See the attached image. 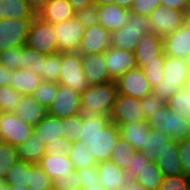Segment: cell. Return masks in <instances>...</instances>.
<instances>
[{"instance_id": "obj_46", "label": "cell", "mask_w": 190, "mask_h": 190, "mask_svg": "<svg viewBox=\"0 0 190 190\" xmlns=\"http://www.w3.org/2000/svg\"><path fill=\"white\" fill-rule=\"evenodd\" d=\"M0 64L15 71L22 64V46L0 53Z\"/></svg>"}, {"instance_id": "obj_30", "label": "cell", "mask_w": 190, "mask_h": 190, "mask_svg": "<svg viewBox=\"0 0 190 190\" xmlns=\"http://www.w3.org/2000/svg\"><path fill=\"white\" fill-rule=\"evenodd\" d=\"M25 0H0V19H34Z\"/></svg>"}, {"instance_id": "obj_55", "label": "cell", "mask_w": 190, "mask_h": 190, "mask_svg": "<svg viewBox=\"0 0 190 190\" xmlns=\"http://www.w3.org/2000/svg\"><path fill=\"white\" fill-rule=\"evenodd\" d=\"M73 149V142L68 143H53L45 146V154L50 156L69 155Z\"/></svg>"}, {"instance_id": "obj_66", "label": "cell", "mask_w": 190, "mask_h": 190, "mask_svg": "<svg viewBox=\"0 0 190 190\" xmlns=\"http://www.w3.org/2000/svg\"><path fill=\"white\" fill-rule=\"evenodd\" d=\"M185 62L189 68V71H190V55H188L186 58H185Z\"/></svg>"}, {"instance_id": "obj_65", "label": "cell", "mask_w": 190, "mask_h": 190, "mask_svg": "<svg viewBox=\"0 0 190 190\" xmlns=\"http://www.w3.org/2000/svg\"><path fill=\"white\" fill-rule=\"evenodd\" d=\"M10 190H32L30 187H22V186H10Z\"/></svg>"}, {"instance_id": "obj_13", "label": "cell", "mask_w": 190, "mask_h": 190, "mask_svg": "<svg viewBox=\"0 0 190 190\" xmlns=\"http://www.w3.org/2000/svg\"><path fill=\"white\" fill-rule=\"evenodd\" d=\"M110 119L117 126L146 121L141 100L118 94Z\"/></svg>"}, {"instance_id": "obj_6", "label": "cell", "mask_w": 190, "mask_h": 190, "mask_svg": "<svg viewBox=\"0 0 190 190\" xmlns=\"http://www.w3.org/2000/svg\"><path fill=\"white\" fill-rule=\"evenodd\" d=\"M26 46L46 55L59 53L55 26L35 16L30 26Z\"/></svg>"}, {"instance_id": "obj_63", "label": "cell", "mask_w": 190, "mask_h": 190, "mask_svg": "<svg viewBox=\"0 0 190 190\" xmlns=\"http://www.w3.org/2000/svg\"><path fill=\"white\" fill-rule=\"evenodd\" d=\"M82 190H106L100 183L97 185L87 186L85 189Z\"/></svg>"}, {"instance_id": "obj_54", "label": "cell", "mask_w": 190, "mask_h": 190, "mask_svg": "<svg viewBox=\"0 0 190 190\" xmlns=\"http://www.w3.org/2000/svg\"><path fill=\"white\" fill-rule=\"evenodd\" d=\"M82 189L87 186L97 185L100 183L97 166H91L78 170Z\"/></svg>"}, {"instance_id": "obj_23", "label": "cell", "mask_w": 190, "mask_h": 190, "mask_svg": "<svg viewBox=\"0 0 190 190\" xmlns=\"http://www.w3.org/2000/svg\"><path fill=\"white\" fill-rule=\"evenodd\" d=\"M34 131L41 137L45 145L53 143H68L63 137L62 119L47 114L35 127Z\"/></svg>"}, {"instance_id": "obj_25", "label": "cell", "mask_w": 190, "mask_h": 190, "mask_svg": "<svg viewBox=\"0 0 190 190\" xmlns=\"http://www.w3.org/2000/svg\"><path fill=\"white\" fill-rule=\"evenodd\" d=\"M38 165L52 180L66 177L75 171L69 156L64 154L59 157L45 154Z\"/></svg>"}, {"instance_id": "obj_4", "label": "cell", "mask_w": 190, "mask_h": 190, "mask_svg": "<svg viewBox=\"0 0 190 190\" xmlns=\"http://www.w3.org/2000/svg\"><path fill=\"white\" fill-rule=\"evenodd\" d=\"M151 32L153 29L149 17L131 13L122 28L111 32V47L134 51L140 38Z\"/></svg>"}, {"instance_id": "obj_38", "label": "cell", "mask_w": 190, "mask_h": 190, "mask_svg": "<svg viewBox=\"0 0 190 190\" xmlns=\"http://www.w3.org/2000/svg\"><path fill=\"white\" fill-rule=\"evenodd\" d=\"M111 122L110 117L98 115L94 117H83L81 124L80 140H84V136H94L102 131Z\"/></svg>"}, {"instance_id": "obj_48", "label": "cell", "mask_w": 190, "mask_h": 190, "mask_svg": "<svg viewBox=\"0 0 190 190\" xmlns=\"http://www.w3.org/2000/svg\"><path fill=\"white\" fill-rule=\"evenodd\" d=\"M159 190H190V176L183 174L165 177Z\"/></svg>"}, {"instance_id": "obj_39", "label": "cell", "mask_w": 190, "mask_h": 190, "mask_svg": "<svg viewBox=\"0 0 190 190\" xmlns=\"http://www.w3.org/2000/svg\"><path fill=\"white\" fill-rule=\"evenodd\" d=\"M57 89L58 83L43 81L32 95L42 106L49 109L55 100Z\"/></svg>"}, {"instance_id": "obj_7", "label": "cell", "mask_w": 190, "mask_h": 190, "mask_svg": "<svg viewBox=\"0 0 190 190\" xmlns=\"http://www.w3.org/2000/svg\"><path fill=\"white\" fill-rule=\"evenodd\" d=\"M120 138L117 125L110 122L102 131L94 136H84L83 143L87 144L88 150L97 163L111 160L114 146Z\"/></svg>"}, {"instance_id": "obj_44", "label": "cell", "mask_w": 190, "mask_h": 190, "mask_svg": "<svg viewBox=\"0 0 190 190\" xmlns=\"http://www.w3.org/2000/svg\"><path fill=\"white\" fill-rule=\"evenodd\" d=\"M81 124H83L81 114L62 118L63 137H66L70 142L79 141Z\"/></svg>"}, {"instance_id": "obj_67", "label": "cell", "mask_w": 190, "mask_h": 190, "mask_svg": "<svg viewBox=\"0 0 190 190\" xmlns=\"http://www.w3.org/2000/svg\"><path fill=\"white\" fill-rule=\"evenodd\" d=\"M185 88L190 91V75H189V78H188V80L186 82Z\"/></svg>"}, {"instance_id": "obj_56", "label": "cell", "mask_w": 190, "mask_h": 190, "mask_svg": "<svg viewBox=\"0 0 190 190\" xmlns=\"http://www.w3.org/2000/svg\"><path fill=\"white\" fill-rule=\"evenodd\" d=\"M161 5L178 11H184L187 14L190 11V0H161Z\"/></svg>"}, {"instance_id": "obj_64", "label": "cell", "mask_w": 190, "mask_h": 190, "mask_svg": "<svg viewBox=\"0 0 190 190\" xmlns=\"http://www.w3.org/2000/svg\"><path fill=\"white\" fill-rule=\"evenodd\" d=\"M0 190H10V185L5 180H0Z\"/></svg>"}, {"instance_id": "obj_50", "label": "cell", "mask_w": 190, "mask_h": 190, "mask_svg": "<svg viewBox=\"0 0 190 190\" xmlns=\"http://www.w3.org/2000/svg\"><path fill=\"white\" fill-rule=\"evenodd\" d=\"M150 163L151 162L141 152L137 151L133 160L130 162V165L127 166V169L125 170L127 178L136 180L139 172Z\"/></svg>"}, {"instance_id": "obj_62", "label": "cell", "mask_w": 190, "mask_h": 190, "mask_svg": "<svg viewBox=\"0 0 190 190\" xmlns=\"http://www.w3.org/2000/svg\"><path fill=\"white\" fill-rule=\"evenodd\" d=\"M116 0H94V4L98 6L108 5V4H115Z\"/></svg>"}, {"instance_id": "obj_8", "label": "cell", "mask_w": 190, "mask_h": 190, "mask_svg": "<svg viewBox=\"0 0 190 190\" xmlns=\"http://www.w3.org/2000/svg\"><path fill=\"white\" fill-rule=\"evenodd\" d=\"M151 163H156L165 177L183 175L178 155V141L171 140L156 150L141 152Z\"/></svg>"}, {"instance_id": "obj_59", "label": "cell", "mask_w": 190, "mask_h": 190, "mask_svg": "<svg viewBox=\"0 0 190 190\" xmlns=\"http://www.w3.org/2000/svg\"><path fill=\"white\" fill-rule=\"evenodd\" d=\"M116 190H147L141 186L136 180L127 178L126 181L117 187Z\"/></svg>"}, {"instance_id": "obj_58", "label": "cell", "mask_w": 190, "mask_h": 190, "mask_svg": "<svg viewBox=\"0 0 190 190\" xmlns=\"http://www.w3.org/2000/svg\"><path fill=\"white\" fill-rule=\"evenodd\" d=\"M12 70L0 64V87L11 86Z\"/></svg>"}, {"instance_id": "obj_16", "label": "cell", "mask_w": 190, "mask_h": 190, "mask_svg": "<svg viewBox=\"0 0 190 190\" xmlns=\"http://www.w3.org/2000/svg\"><path fill=\"white\" fill-rule=\"evenodd\" d=\"M104 55L110 78L113 81H117L127 72L138 67L134 51L110 47Z\"/></svg>"}, {"instance_id": "obj_32", "label": "cell", "mask_w": 190, "mask_h": 190, "mask_svg": "<svg viewBox=\"0 0 190 190\" xmlns=\"http://www.w3.org/2000/svg\"><path fill=\"white\" fill-rule=\"evenodd\" d=\"M68 156L75 170L97 166L98 164L88 150L87 144L82 141L73 142V149Z\"/></svg>"}, {"instance_id": "obj_52", "label": "cell", "mask_w": 190, "mask_h": 190, "mask_svg": "<svg viewBox=\"0 0 190 190\" xmlns=\"http://www.w3.org/2000/svg\"><path fill=\"white\" fill-rule=\"evenodd\" d=\"M171 140V137L166 133L150 128L149 134L147 135L145 150H156L158 148H161L162 146H166V144Z\"/></svg>"}, {"instance_id": "obj_57", "label": "cell", "mask_w": 190, "mask_h": 190, "mask_svg": "<svg viewBox=\"0 0 190 190\" xmlns=\"http://www.w3.org/2000/svg\"><path fill=\"white\" fill-rule=\"evenodd\" d=\"M29 9L38 16V14L45 8L49 0H25Z\"/></svg>"}, {"instance_id": "obj_9", "label": "cell", "mask_w": 190, "mask_h": 190, "mask_svg": "<svg viewBox=\"0 0 190 190\" xmlns=\"http://www.w3.org/2000/svg\"><path fill=\"white\" fill-rule=\"evenodd\" d=\"M33 19H0V53L25 46Z\"/></svg>"}, {"instance_id": "obj_18", "label": "cell", "mask_w": 190, "mask_h": 190, "mask_svg": "<svg viewBox=\"0 0 190 190\" xmlns=\"http://www.w3.org/2000/svg\"><path fill=\"white\" fill-rule=\"evenodd\" d=\"M166 56L185 59L190 55V21L163 37Z\"/></svg>"}, {"instance_id": "obj_27", "label": "cell", "mask_w": 190, "mask_h": 190, "mask_svg": "<svg viewBox=\"0 0 190 190\" xmlns=\"http://www.w3.org/2000/svg\"><path fill=\"white\" fill-rule=\"evenodd\" d=\"M100 184L106 190H116L126 179V172L111 160L97 164Z\"/></svg>"}, {"instance_id": "obj_29", "label": "cell", "mask_w": 190, "mask_h": 190, "mask_svg": "<svg viewBox=\"0 0 190 190\" xmlns=\"http://www.w3.org/2000/svg\"><path fill=\"white\" fill-rule=\"evenodd\" d=\"M45 146L41 137L34 131L27 141L17 147L19 160L39 164L45 155Z\"/></svg>"}, {"instance_id": "obj_45", "label": "cell", "mask_w": 190, "mask_h": 190, "mask_svg": "<svg viewBox=\"0 0 190 190\" xmlns=\"http://www.w3.org/2000/svg\"><path fill=\"white\" fill-rule=\"evenodd\" d=\"M53 190H82L78 170L60 179H53Z\"/></svg>"}, {"instance_id": "obj_3", "label": "cell", "mask_w": 190, "mask_h": 190, "mask_svg": "<svg viewBox=\"0 0 190 190\" xmlns=\"http://www.w3.org/2000/svg\"><path fill=\"white\" fill-rule=\"evenodd\" d=\"M146 122L151 129L166 133L174 141L180 142L190 138V120L171 110L167 104L151 115Z\"/></svg>"}, {"instance_id": "obj_2", "label": "cell", "mask_w": 190, "mask_h": 190, "mask_svg": "<svg viewBox=\"0 0 190 190\" xmlns=\"http://www.w3.org/2000/svg\"><path fill=\"white\" fill-rule=\"evenodd\" d=\"M164 79L153 88V93L167 102L180 88H185L190 71L185 59L165 55Z\"/></svg>"}, {"instance_id": "obj_35", "label": "cell", "mask_w": 190, "mask_h": 190, "mask_svg": "<svg viewBox=\"0 0 190 190\" xmlns=\"http://www.w3.org/2000/svg\"><path fill=\"white\" fill-rule=\"evenodd\" d=\"M136 152L137 150H134L133 146L128 141L120 137L114 146L111 161L125 171L133 160Z\"/></svg>"}, {"instance_id": "obj_20", "label": "cell", "mask_w": 190, "mask_h": 190, "mask_svg": "<svg viewBox=\"0 0 190 190\" xmlns=\"http://www.w3.org/2000/svg\"><path fill=\"white\" fill-rule=\"evenodd\" d=\"M83 72L89 85L105 84L113 81L110 78L104 53L82 55Z\"/></svg>"}, {"instance_id": "obj_10", "label": "cell", "mask_w": 190, "mask_h": 190, "mask_svg": "<svg viewBox=\"0 0 190 190\" xmlns=\"http://www.w3.org/2000/svg\"><path fill=\"white\" fill-rule=\"evenodd\" d=\"M34 127L23 122L15 113L0 114V141L18 147L27 141Z\"/></svg>"}, {"instance_id": "obj_12", "label": "cell", "mask_w": 190, "mask_h": 190, "mask_svg": "<svg viewBox=\"0 0 190 190\" xmlns=\"http://www.w3.org/2000/svg\"><path fill=\"white\" fill-rule=\"evenodd\" d=\"M54 26L59 52H78L86 28L77 17Z\"/></svg>"}, {"instance_id": "obj_47", "label": "cell", "mask_w": 190, "mask_h": 190, "mask_svg": "<svg viewBox=\"0 0 190 190\" xmlns=\"http://www.w3.org/2000/svg\"><path fill=\"white\" fill-rule=\"evenodd\" d=\"M77 19L85 28L99 25L98 5L92 4L76 12Z\"/></svg>"}, {"instance_id": "obj_17", "label": "cell", "mask_w": 190, "mask_h": 190, "mask_svg": "<svg viewBox=\"0 0 190 190\" xmlns=\"http://www.w3.org/2000/svg\"><path fill=\"white\" fill-rule=\"evenodd\" d=\"M138 68L158 61V57L164 53V40L162 36L154 32L145 34L137 42L134 50Z\"/></svg>"}, {"instance_id": "obj_24", "label": "cell", "mask_w": 190, "mask_h": 190, "mask_svg": "<svg viewBox=\"0 0 190 190\" xmlns=\"http://www.w3.org/2000/svg\"><path fill=\"white\" fill-rule=\"evenodd\" d=\"M15 114L25 123L35 127L47 114L48 109L42 106L33 95L23 96L15 105Z\"/></svg>"}, {"instance_id": "obj_53", "label": "cell", "mask_w": 190, "mask_h": 190, "mask_svg": "<svg viewBox=\"0 0 190 190\" xmlns=\"http://www.w3.org/2000/svg\"><path fill=\"white\" fill-rule=\"evenodd\" d=\"M178 155L183 173L190 176V138L178 142Z\"/></svg>"}, {"instance_id": "obj_15", "label": "cell", "mask_w": 190, "mask_h": 190, "mask_svg": "<svg viewBox=\"0 0 190 190\" xmlns=\"http://www.w3.org/2000/svg\"><path fill=\"white\" fill-rule=\"evenodd\" d=\"M116 84L119 94L140 100L153 93L143 70L138 67L120 77Z\"/></svg>"}, {"instance_id": "obj_49", "label": "cell", "mask_w": 190, "mask_h": 190, "mask_svg": "<svg viewBox=\"0 0 190 190\" xmlns=\"http://www.w3.org/2000/svg\"><path fill=\"white\" fill-rule=\"evenodd\" d=\"M158 6H161V0H135L130 11L135 15L149 17Z\"/></svg>"}, {"instance_id": "obj_19", "label": "cell", "mask_w": 190, "mask_h": 190, "mask_svg": "<svg viewBox=\"0 0 190 190\" xmlns=\"http://www.w3.org/2000/svg\"><path fill=\"white\" fill-rule=\"evenodd\" d=\"M110 34L100 25L86 28L78 52L81 55L104 53L111 47Z\"/></svg>"}, {"instance_id": "obj_22", "label": "cell", "mask_w": 190, "mask_h": 190, "mask_svg": "<svg viewBox=\"0 0 190 190\" xmlns=\"http://www.w3.org/2000/svg\"><path fill=\"white\" fill-rule=\"evenodd\" d=\"M76 12L68 0H49L45 8L38 14L43 21L53 25L74 18Z\"/></svg>"}, {"instance_id": "obj_26", "label": "cell", "mask_w": 190, "mask_h": 190, "mask_svg": "<svg viewBox=\"0 0 190 190\" xmlns=\"http://www.w3.org/2000/svg\"><path fill=\"white\" fill-rule=\"evenodd\" d=\"M117 127L119 128L120 137L128 141L134 150L139 152L145 151L147 135L150 131V127L146 121L124 124Z\"/></svg>"}, {"instance_id": "obj_1", "label": "cell", "mask_w": 190, "mask_h": 190, "mask_svg": "<svg viewBox=\"0 0 190 190\" xmlns=\"http://www.w3.org/2000/svg\"><path fill=\"white\" fill-rule=\"evenodd\" d=\"M118 94L116 81L89 85L81 93L82 117L98 115L110 117Z\"/></svg>"}, {"instance_id": "obj_5", "label": "cell", "mask_w": 190, "mask_h": 190, "mask_svg": "<svg viewBox=\"0 0 190 190\" xmlns=\"http://www.w3.org/2000/svg\"><path fill=\"white\" fill-rule=\"evenodd\" d=\"M58 84L80 94L89 86L83 72L82 55L79 52L61 53V72Z\"/></svg>"}, {"instance_id": "obj_14", "label": "cell", "mask_w": 190, "mask_h": 190, "mask_svg": "<svg viewBox=\"0 0 190 190\" xmlns=\"http://www.w3.org/2000/svg\"><path fill=\"white\" fill-rule=\"evenodd\" d=\"M48 114L59 119L81 114V94L58 84L55 100L48 109Z\"/></svg>"}, {"instance_id": "obj_43", "label": "cell", "mask_w": 190, "mask_h": 190, "mask_svg": "<svg viewBox=\"0 0 190 190\" xmlns=\"http://www.w3.org/2000/svg\"><path fill=\"white\" fill-rule=\"evenodd\" d=\"M29 183L32 190H53L52 179L38 164L30 169Z\"/></svg>"}, {"instance_id": "obj_31", "label": "cell", "mask_w": 190, "mask_h": 190, "mask_svg": "<svg viewBox=\"0 0 190 190\" xmlns=\"http://www.w3.org/2000/svg\"><path fill=\"white\" fill-rule=\"evenodd\" d=\"M47 57L48 55L33 50L26 45L22 46V64H19L18 69L30 70L41 77L44 73V61Z\"/></svg>"}, {"instance_id": "obj_61", "label": "cell", "mask_w": 190, "mask_h": 190, "mask_svg": "<svg viewBox=\"0 0 190 190\" xmlns=\"http://www.w3.org/2000/svg\"><path fill=\"white\" fill-rule=\"evenodd\" d=\"M134 1L135 0H116L115 4L130 10Z\"/></svg>"}, {"instance_id": "obj_40", "label": "cell", "mask_w": 190, "mask_h": 190, "mask_svg": "<svg viewBox=\"0 0 190 190\" xmlns=\"http://www.w3.org/2000/svg\"><path fill=\"white\" fill-rule=\"evenodd\" d=\"M164 64L165 53L158 57V61H154L142 68L152 89L156 87L158 83H162L164 79Z\"/></svg>"}, {"instance_id": "obj_37", "label": "cell", "mask_w": 190, "mask_h": 190, "mask_svg": "<svg viewBox=\"0 0 190 190\" xmlns=\"http://www.w3.org/2000/svg\"><path fill=\"white\" fill-rule=\"evenodd\" d=\"M166 104L171 110L190 120V91L188 89L180 88Z\"/></svg>"}, {"instance_id": "obj_28", "label": "cell", "mask_w": 190, "mask_h": 190, "mask_svg": "<svg viewBox=\"0 0 190 190\" xmlns=\"http://www.w3.org/2000/svg\"><path fill=\"white\" fill-rule=\"evenodd\" d=\"M10 81L11 87L23 96L32 95L35 89L43 82L42 77L27 69L12 71Z\"/></svg>"}, {"instance_id": "obj_36", "label": "cell", "mask_w": 190, "mask_h": 190, "mask_svg": "<svg viewBox=\"0 0 190 190\" xmlns=\"http://www.w3.org/2000/svg\"><path fill=\"white\" fill-rule=\"evenodd\" d=\"M19 155L17 147L0 141V180H4L8 171L17 163Z\"/></svg>"}, {"instance_id": "obj_60", "label": "cell", "mask_w": 190, "mask_h": 190, "mask_svg": "<svg viewBox=\"0 0 190 190\" xmlns=\"http://www.w3.org/2000/svg\"><path fill=\"white\" fill-rule=\"evenodd\" d=\"M73 6L75 12L82 10L85 7H88L94 4V0H68Z\"/></svg>"}, {"instance_id": "obj_21", "label": "cell", "mask_w": 190, "mask_h": 190, "mask_svg": "<svg viewBox=\"0 0 190 190\" xmlns=\"http://www.w3.org/2000/svg\"><path fill=\"white\" fill-rule=\"evenodd\" d=\"M131 11L117 4L98 6L99 25L109 31L119 30L129 20Z\"/></svg>"}, {"instance_id": "obj_51", "label": "cell", "mask_w": 190, "mask_h": 190, "mask_svg": "<svg viewBox=\"0 0 190 190\" xmlns=\"http://www.w3.org/2000/svg\"><path fill=\"white\" fill-rule=\"evenodd\" d=\"M166 104L161 98H159L154 93L148 95L141 100V108L143 110V115L147 120L151 115L155 114L157 110Z\"/></svg>"}, {"instance_id": "obj_11", "label": "cell", "mask_w": 190, "mask_h": 190, "mask_svg": "<svg viewBox=\"0 0 190 190\" xmlns=\"http://www.w3.org/2000/svg\"><path fill=\"white\" fill-rule=\"evenodd\" d=\"M149 19L153 32L162 37L180 29L189 20L186 12L162 5L150 14Z\"/></svg>"}, {"instance_id": "obj_33", "label": "cell", "mask_w": 190, "mask_h": 190, "mask_svg": "<svg viewBox=\"0 0 190 190\" xmlns=\"http://www.w3.org/2000/svg\"><path fill=\"white\" fill-rule=\"evenodd\" d=\"M35 164L23 160H18L17 163L8 171L4 179L10 186L29 187L30 169Z\"/></svg>"}, {"instance_id": "obj_42", "label": "cell", "mask_w": 190, "mask_h": 190, "mask_svg": "<svg viewBox=\"0 0 190 190\" xmlns=\"http://www.w3.org/2000/svg\"><path fill=\"white\" fill-rule=\"evenodd\" d=\"M23 95L14 90L11 86L0 87V106L5 113H14L16 104L20 102Z\"/></svg>"}, {"instance_id": "obj_41", "label": "cell", "mask_w": 190, "mask_h": 190, "mask_svg": "<svg viewBox=\"0 0 190 190\" xmlns=\"http://www.w3.org/2000/svg\"><path fill=\"white\" fill-rule=\"evenodd\" d=\"M61 72V53L48 55L44 61V73L41 76L43 81L59 82Z\"/></svg>"}, {"instance_id": "obj_34", "label": "cell", "mask_w": 190, "mask_h": 190, "mask_svg": "<svg viewBox=\"0 0 190 190\" xmlns=\"http://www.w3.org/2000/svg\"><path fill=\"white\" fill-rule=\"evenodd\" d=\"M165 176L156 163H150L139 172L136 181L147 190H159Z\"/></svg>"}]
</instances>
